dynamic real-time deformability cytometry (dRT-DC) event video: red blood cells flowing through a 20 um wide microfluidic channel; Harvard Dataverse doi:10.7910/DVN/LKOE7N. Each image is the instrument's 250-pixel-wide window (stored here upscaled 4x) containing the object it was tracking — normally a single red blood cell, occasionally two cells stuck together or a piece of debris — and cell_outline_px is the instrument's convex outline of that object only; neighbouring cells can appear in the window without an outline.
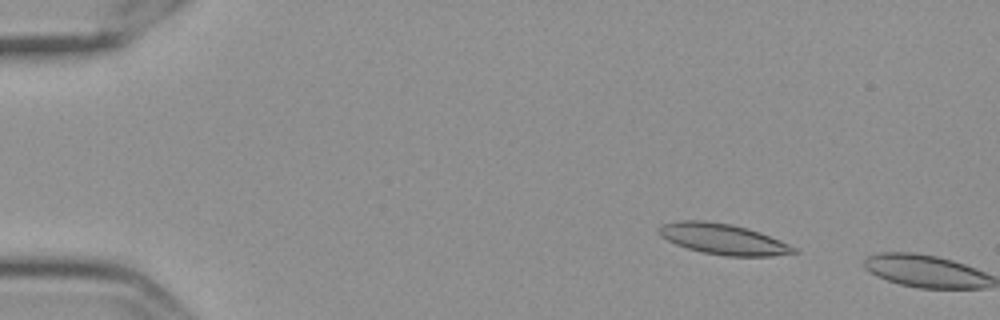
{"species": "Egyptian fruit bat (a non-hibernating species)", "species_latin": "Rousettus aegyptiacus", "temperature_condition": "cold", "stored_images_in_passage": 9, "camera_frame_rate_fps": 3000, "um_per_image_px": 0.085, "frame": {"image": 1, "passage_image": 8, "time_ms": 2.333, "image_size_px": [1000, 320], "cell_outline_px": [[800, 252], [772, 256], [724, 256], [704, 252], [688, 248], [676, 244], [660, 236], [656, 232], [656, 228], [660, 224], [680, 220], [704, 220], [732, 224], [748, 228], [760, 232], [780, 240], [796, 248]], "centroid_in_image_um": [61.43, 20.31], "position_along_channel_um": 23.6, "area_um2": 24.33}}